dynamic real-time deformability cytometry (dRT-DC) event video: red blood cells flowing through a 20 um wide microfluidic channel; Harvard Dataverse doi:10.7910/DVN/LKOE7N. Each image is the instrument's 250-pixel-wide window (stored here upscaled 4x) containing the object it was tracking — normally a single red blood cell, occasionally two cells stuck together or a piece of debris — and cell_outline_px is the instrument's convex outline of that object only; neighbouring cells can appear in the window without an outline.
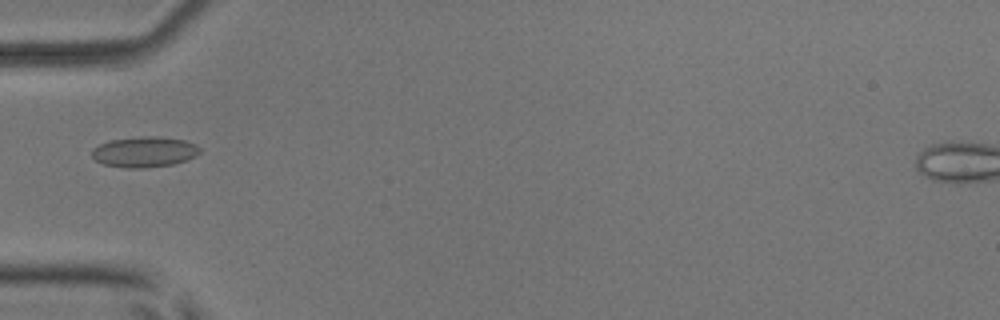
{"species": "common noctule bat (a hibernating species)", "species_latin": "Nyctalus noctula", "temperature_condition": "room temperature", "stored_images_in_passage": 36, "camera_frame_rate_fps": 3000, "um_per_image_px": 0.085, "animal": {"sex": "male", "body_mass_g": 17.9, "forearm_length_mm": 54.2}, "frame": {"image": 1, "passage_image": 1, "time_ms": 0.0, "image_size_px": [1000, 320], "cell_outline_px": [[200, 152], [196, 156], [188, 160], [172, 164], [144, 168], [128, 168], [104, 164], [96, 160], [92, 156], [92, 148], [100, 144], [112, 140], [144, 136], [160, 136], [184, 140], [196, 144], [200, 148]], "centroid_in_image_um": [12.31, 12.91], "position_along_channel_um": 72.7, "area_um2": 19.19}}
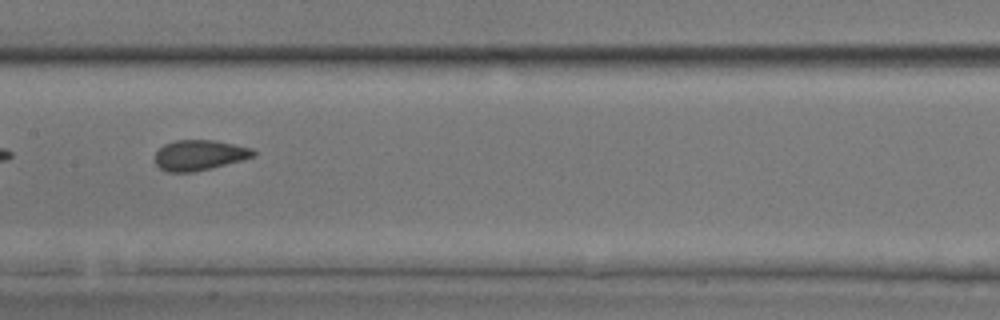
{"frame": {"image": 2, "passage_image": 10, "time_ms": 3.0, "image_size_px": [1000, 320], "cell_outline_px": [[256, 156], [212, 168], [196, 172], [168, 172], [160, 168], [156, 164], [156, 152], [164, 144], [176, 140], [216, 140], [252, 148], [256, 152]], "centroid_in_image_um": [16.97, 13.18], "position_along_channel_um": 190.4, "area_um2": 17.46}}
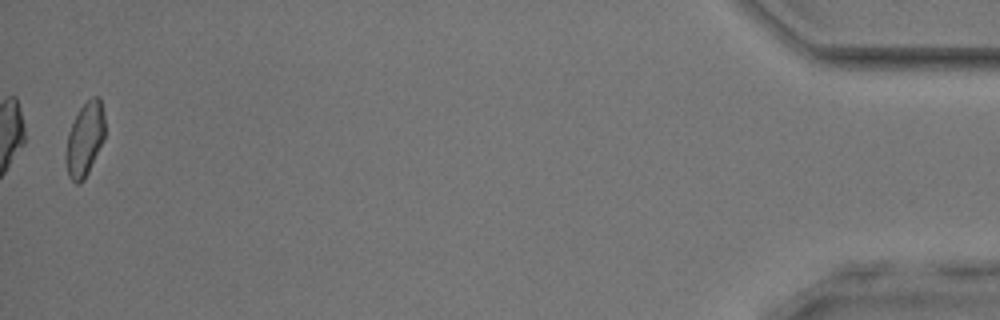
{"frame": {"image": 3, "passage_image": 35, "time_ms": 11.333, "image_size_px": [1000, 320], "cell_outline_px": [[104, 140], [84, 180], [80, 184], [76, 184], [68, 176], [64, 160], [64, 156], [68, 132], [80, 108], [92, 96], [100, 96], [104, 112]], "centroid_in_image_um": [7.2, 11.86], "position_along_channel_um": 428.0, "area_um2": 16.99}, "authors_computed_cell_mechanics": {"area_um2": 17.4556, "velocity_mm_per_s": 3.9242, "shape_relaxation_time_tau1_ms": 11.1011, "shape_relaxation_time_tau2_ms": 0.941, "deformation_change_tau1": 0.1465, "deformation_change_tau2": 0.056}}